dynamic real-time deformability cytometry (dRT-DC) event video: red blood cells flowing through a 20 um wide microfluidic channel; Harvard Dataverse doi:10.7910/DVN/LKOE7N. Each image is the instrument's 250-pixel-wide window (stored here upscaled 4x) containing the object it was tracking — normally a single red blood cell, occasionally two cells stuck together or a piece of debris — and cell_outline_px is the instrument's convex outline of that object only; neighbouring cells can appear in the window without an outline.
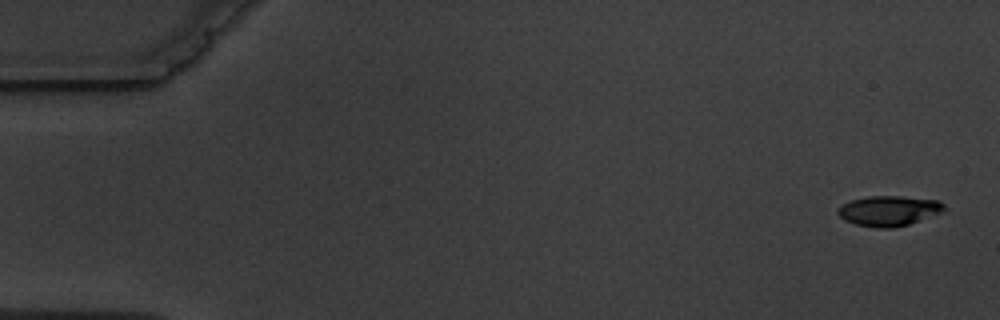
{"species": "common noctule bat (a hibernating species)", "species_latin": "Nyctalus noctula", "temperature_condition": "warm", "stored_images_in_passage": 5, "camera_frame_rate_fps": 3000, "um_per_image_px": 0.085, "animal": {"sex": "male", "body_mass_g": 19.5, "forearm_length_mm": 54.6}, "frame": {"image": 1, "passage_image": 1, "time_ms": 0.0, "image_size_px": [1000, 320], "cell_outline_px": [[944, 208], [940, 212], [908, 224], [892, 228], [876, 228], [856, 224], [844, 220], [836, 212], [836, 208], [852, 200], [868, 196], [900, 196], [940, 200], [944, 204]], "centroid_in_image_um": [75.51, 17.91], "position_along_channel_um": 9.5, "area_um2": 18.5}}